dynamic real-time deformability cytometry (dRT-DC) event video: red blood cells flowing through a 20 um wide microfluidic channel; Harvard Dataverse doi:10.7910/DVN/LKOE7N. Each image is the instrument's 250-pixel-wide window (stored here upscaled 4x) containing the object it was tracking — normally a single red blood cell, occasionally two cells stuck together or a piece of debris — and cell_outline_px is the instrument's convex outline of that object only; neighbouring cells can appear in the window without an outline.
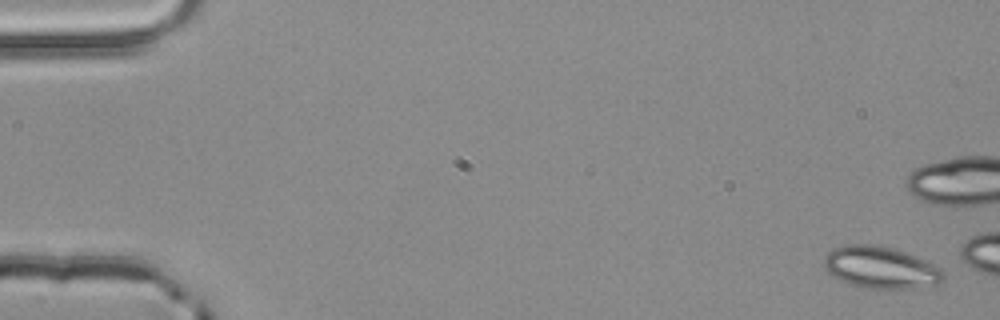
{"species": "common noctule bat (a hibernating species)", "species_latin": "Nyctalus noctula", "temperature_condition": "room temperature", "stored_images_in_passage": 5, "camera_frame_rate_fps": 3000, "um_per_image_px": 0.085, "animal": {"sex": "male", "body_mass_g": 20.4}, "frame": {"image": 1, "passage_image": 1, "time_ms": 0.0, "image_size_px": [1000, 320], "cell_outline_px": [[944, 280], [940, 284], [912, 288], [864, 288], [848, 284], [832, 276], [824, 268], [824, 256], [832, 248], [844, 244], [872, 244], [904, 252], [916, 256], [940, 268], [944, 272]], "centroid_in_image_um": [74.82, 22.74], "position_along_channel_um": 10.2, "area_um2": 29.19}}